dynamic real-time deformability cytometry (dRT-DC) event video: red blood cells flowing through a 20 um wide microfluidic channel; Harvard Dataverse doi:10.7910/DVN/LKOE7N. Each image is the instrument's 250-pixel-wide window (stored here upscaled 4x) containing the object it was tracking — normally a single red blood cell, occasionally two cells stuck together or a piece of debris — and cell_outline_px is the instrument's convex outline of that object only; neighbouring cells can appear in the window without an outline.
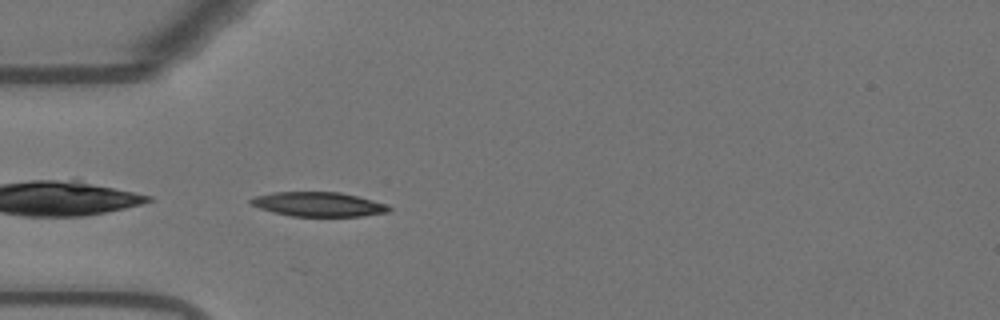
{"species": "Egyptian fruit bat (a non-hibernating species)", "species_latin": "Rousettus aegyptiacus", "temperature_condition": "warm", "stored_images_in_passage": 17, "camera_frame_rate_fps": 3000, "um_per_image_px": 0.085, "animal": {"sex": "female"}, "frame": {"image": 1, "passage_image": 1, "time_ms": 0.0, "image_size_px": [1000, 320], "cell_outline_px": [[392, 208], [388, 212], [360, 216], [292, 216], [272, 212], [260, 208], [252, 204], [248, 200], [256, 196], [272, 192], [340, 192], [388, 204]], "centroid_in_image_um": [27.07, 17.36], "position_along_channel_um": 57.9, "area_um2": 19.54}}
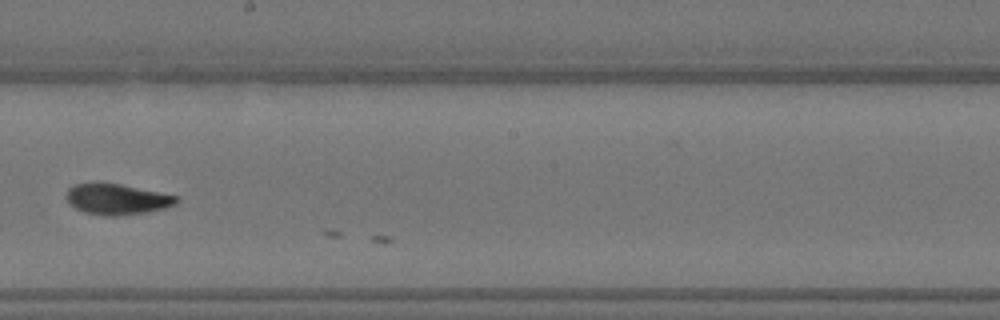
{"frame": {"image": 2, "passage_image": 16, "time_ms": 5.0, "image_size_px": [1000, 320], "cell_outline_px": [[180, 200], [176, 204], [164, 208], [144, 212], [116, 216], [104, 216], [84, 212], [76, 208], [64, 196], [68, 188], [72, 184], [120, 184], [176, 196]], "centroid_in_image_um": [9.92, 16.94], "position_along_channel_um": 238.3, "area_um2": 19.31}}